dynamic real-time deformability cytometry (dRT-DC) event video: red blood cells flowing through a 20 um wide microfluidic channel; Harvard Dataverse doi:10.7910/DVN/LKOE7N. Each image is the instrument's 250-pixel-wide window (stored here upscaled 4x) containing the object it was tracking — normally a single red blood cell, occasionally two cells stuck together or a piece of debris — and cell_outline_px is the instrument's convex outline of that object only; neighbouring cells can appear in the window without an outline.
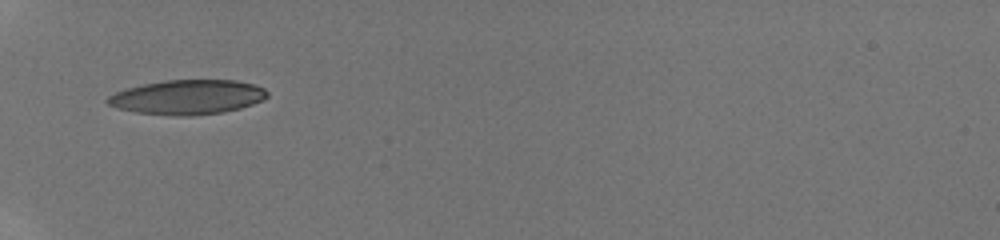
{"species": "human", "species_latin": "Homo sapiens", "temperature_condition": "room temperature", "stored_images_in_passage": 18, "camera_frame_rate_fps": 3000, "um_per_image_px": 0.085, "donor": {"sex": "male"}, "frame": {"image": 1, "passage_image": 1, "time_ms": 0.0, "image_size_px": [1000, 240], "cell_outline_px": [[268, 96], [264, 100], [240, 108], [224, 112], [192, 116], [184, 116], [136, 112], [120, 108], [108, 104], [104, 100], [108, 96], [124, 88], [164, 80], [236, 80], [256, 84], [264, 88], [268, 92]], "centroid_in_image_um": [15.97, 8.24], "position_along_channel_um": 69.0, "area_um2": 32.25}}
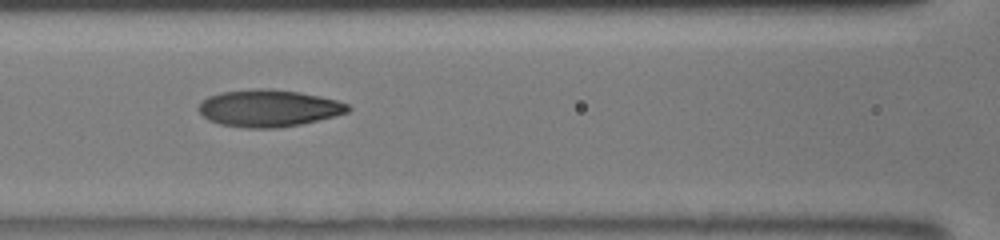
{"frame": {"image": 2, "passage_image": 13, "time_ms": 2.0, "image_size_px": [1000, 240], "cell_outline_px": [[352, 108], [348, 112], [300, 124], [280, 128], [244, 128], [220, 124], [208, 120], [196, 108], [208, 96], [220, 92], [252, 88], [272, 88], [300, 92], [320, 96], [336, 100], [348, 104]], "centroid_in_image_um": [22.81, 9.19], "position_along_channel_um": 143.8, "area_um2": 32.37}}
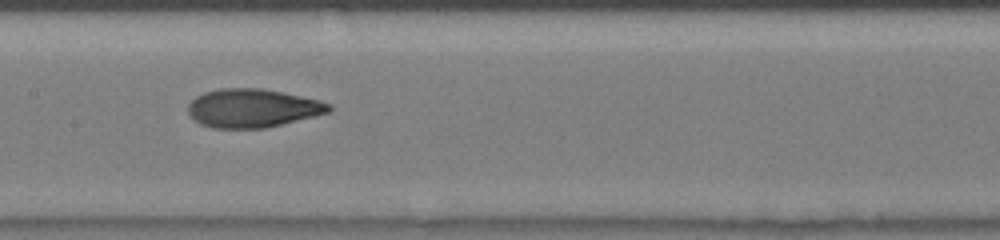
{"frame": {"image": 3, "passage_image": 17, "time_ms": 3.0, "image_size_px": [1000, 240], "cell_outline_px": [[332, 108], [328, 112], [264, 128], [212, 128], [200, 124], [188, 112], [188, 104], [196, 96], [204, 92], [220, 88], [264, 88], [320, 100], [332, 104]], "centroid_in_image_um": [21.45, 9.18], "position_along_channel_um": 186.0, "area_um2": 31.44}}